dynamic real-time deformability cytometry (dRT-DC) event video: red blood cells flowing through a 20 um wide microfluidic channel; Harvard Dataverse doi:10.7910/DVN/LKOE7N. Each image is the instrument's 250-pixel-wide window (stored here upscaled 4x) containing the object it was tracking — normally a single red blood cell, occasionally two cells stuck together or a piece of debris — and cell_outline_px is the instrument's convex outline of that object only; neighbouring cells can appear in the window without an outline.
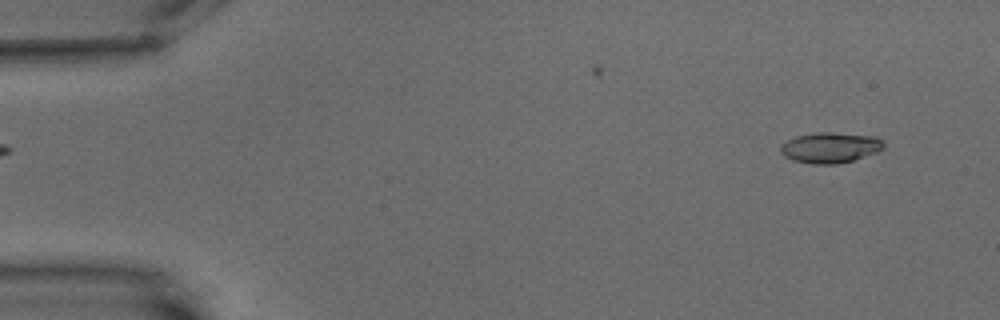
{"species": "common noctule bat (a hibernating species)", "species_latin": "Nyctalus noctula", "temperature_condition": "warm", "stored_images_in_passage": 5, "camera_frame_rate_fps": 3000, "um_per_image_px": 0.085, "animal": {"sex": "male", "body_mass_g": 15.6}, "frame": {"image": 1, "passage_image": 1, "time_ms": 0.0, "image_size_px": [1000, 320], "cell_outline_px": [[884, 148], [876, 152], [852, 160], [836, 164], [812, 164], [792, 160], [784, 156], [780, 152], [780, 148], [788, 140], [796, 136], [816, 132], [832, 132], [876, 136], [884, 144]], "centroid_in_image_um": [70.56, 12.54], "position_along_channel_um": 14.4, "area_um2": 18.26}}
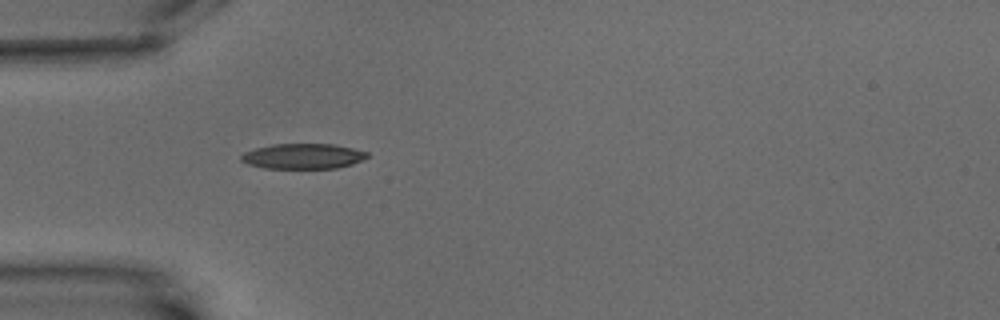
{"frame": {"image": 2, "passage_image": 5, "time_ms": 4.667, "image_size_px": [1000, 320], "cell_outline_px": [[368, 156], [352, 164], [336, 168], [264, 168], [248, 164], [240, 160], [240, 156], [244, 152], [256, 148], [272, 144], [332, 144], [352, 148], [368, 152]], "centroid_in_image_um": [25.72, 13.27], "position_along_channel_um": 59.3, "area_um2": 18.44}}